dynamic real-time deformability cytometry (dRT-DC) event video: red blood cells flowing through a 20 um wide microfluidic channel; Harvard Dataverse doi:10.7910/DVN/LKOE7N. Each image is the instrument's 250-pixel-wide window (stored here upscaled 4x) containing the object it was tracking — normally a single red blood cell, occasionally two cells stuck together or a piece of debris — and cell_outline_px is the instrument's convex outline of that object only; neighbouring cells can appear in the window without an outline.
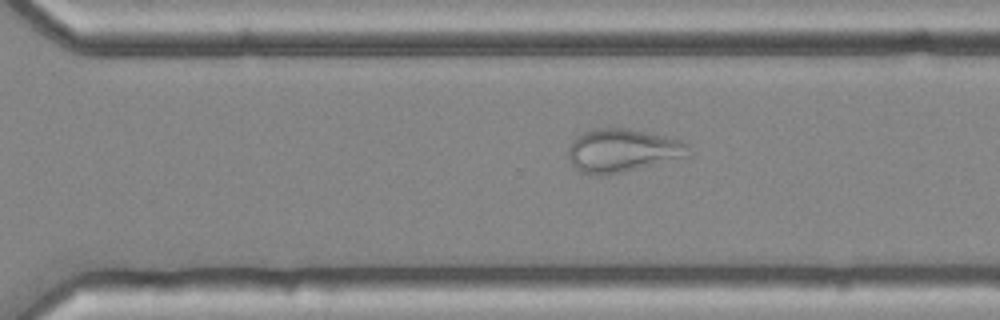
{"species": "common noctule bat (a hibernating species)", "species_latin": "Nyctalus noctula", "temperature_condition": "cold", "stored_images_in_passage": 35, "camera_frame_rate_fps": 3000, "um_per_image_px": 0.085, "animal": {"sex": "female", "body_mass_g": 25.1}, "frame": {"image": 1, "passage_image": 30, "time_ms": 9.667, "image_size_px": [1000, 320], "cell_outline_px": [[688, 156], [604, 176], [600, 176], [580, 172], [568, 160], [568, 148], [576, 136], [592, 128], [628, 128], [680, 140], [688, 144]], "centroid_in_image_um": [52.84, 12.79], "position_along_channel_um": 317.8, "area_um2": 30.06}}